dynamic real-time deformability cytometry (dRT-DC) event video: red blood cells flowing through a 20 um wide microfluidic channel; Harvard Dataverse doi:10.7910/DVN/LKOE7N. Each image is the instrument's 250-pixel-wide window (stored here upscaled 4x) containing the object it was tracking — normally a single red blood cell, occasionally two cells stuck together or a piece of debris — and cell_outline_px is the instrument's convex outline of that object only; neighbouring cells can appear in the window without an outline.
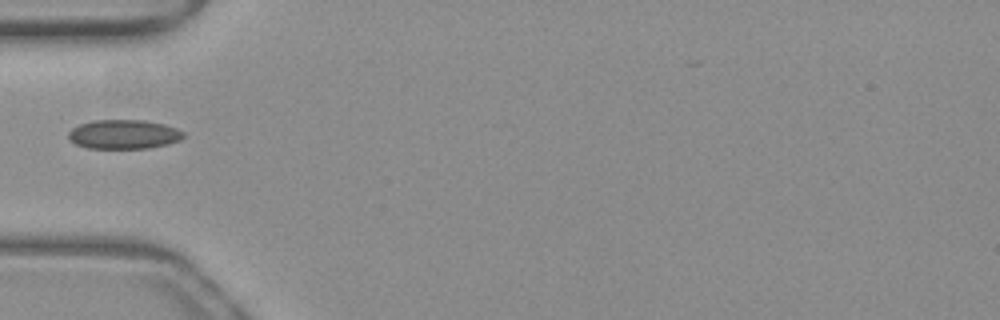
{"species": "common noctule bat (a hibernating species)", "species_latin": "Nyctalus noctula", "temperature_condition": "warm", "stored_images_in_passage": 13, "camera_frame_rate_fps": 3000, "um_per_image_px": 0.085, "animal": {"sex": "female", "body_mass_g": 19.3, "forearm_length_mm": 54.1}, "frame": {"image": 1, "passage_image": 1, "time_ms": 0.0, "image_size_px": [1000, 320], "cell_outline_px": [[184, 136], [180, 140], [168, 144], [148, 148], [88, 148], [76, 144], [68, 136], [68, 132], [72, 128], [80, 124], [96, 120], [144, 120], [164, 124], [176, 128], [184, 132]], "centroid_in_image_um": [10.54, 11.41], "position_along_channel_um": 74.5, "area_um2": 19.48}}